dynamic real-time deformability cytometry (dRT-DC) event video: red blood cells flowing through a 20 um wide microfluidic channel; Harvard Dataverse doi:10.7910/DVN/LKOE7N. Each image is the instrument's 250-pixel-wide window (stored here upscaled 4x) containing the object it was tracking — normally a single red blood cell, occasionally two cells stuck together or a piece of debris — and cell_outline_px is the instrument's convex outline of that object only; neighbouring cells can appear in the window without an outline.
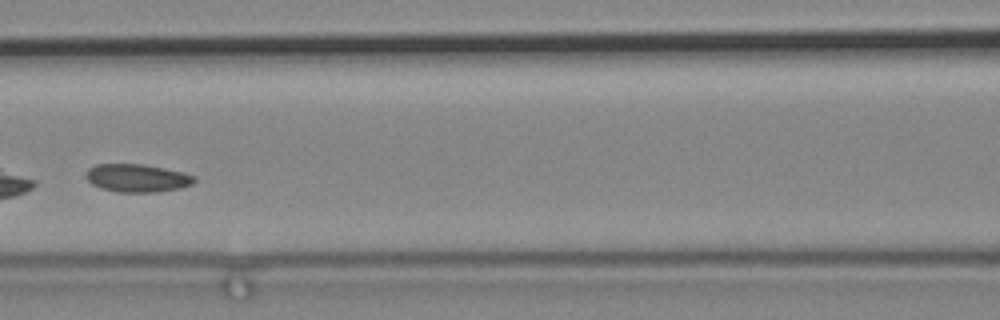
{"species": "common noctule bat (a hibernating species)", "species_latin": "Nyctalus noctula", "temperature_condition": "cold", "stored_images_in_passage": 6, "camera_frame_rate_fps": 3000, "um_per_image_px": 0.085, "animal": {"sex": "male", "body_mass_g": 19.2, "forearm_length_mm": 51.8}, "frame": {"image": 1, "passage_image": 6, "time_ms": 1.667, "image_size_px": [1000, 320], "cell_outline_px": [[196, 180], [192, 184], [180, 188], [156, 192], [116, 192], [100, 188], [92, 184], [84, 176], [88, 168], [96, 164], [140, 164], [164, 168], [196, 176]], "centroid_in_image_um": [11.62, 15.14], "position_along_channel_um": 155.0, "area_um2": 17.69}}